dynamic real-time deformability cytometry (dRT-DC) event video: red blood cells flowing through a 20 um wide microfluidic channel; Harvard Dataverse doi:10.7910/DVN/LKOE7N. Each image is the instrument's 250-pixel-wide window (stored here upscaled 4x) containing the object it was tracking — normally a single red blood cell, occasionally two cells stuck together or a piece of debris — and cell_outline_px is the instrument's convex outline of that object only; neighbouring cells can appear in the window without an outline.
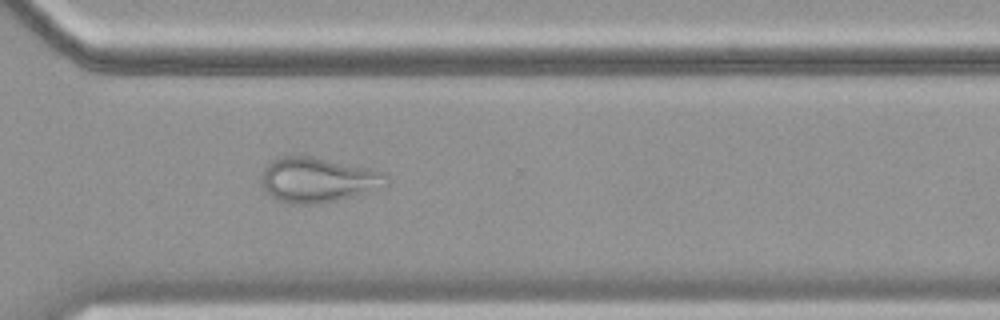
{"species": "common noctule bat (a hibernating species)", "species_latin": "Nyctalus noctula", "temperature_condition": "cold", "stored_images_in_passage": 39, "camera_frame_rate_fps": 3000, "um_per_image_px": 0.085, "animal": {"sex": "female", "body_mass_g": 19.9}, "frame": {"image": 1, "passage_image": 31, "time_ms": 10.0, "image_size_px": [1000, 320], "cell_outline_px": [[388, 188], [336, 200], [316, 204], [292, 204], [276, 200], [264, 192], [260, 180], [260, 176], [264, 168], [272, 160], [284, 156], [308, 156], [372, 168], [384, 172], [388, 184]], "centroid_in_image_um": [27.03, 15.31], "position_along_channel_um": 343.6, "area_um2": 33.18}}
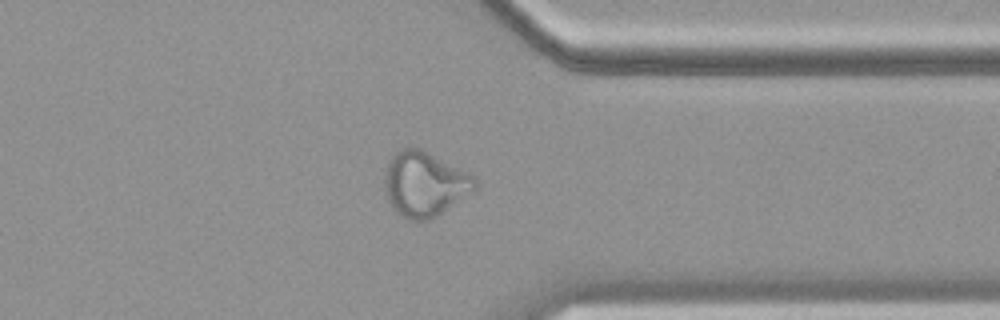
{"frame": {"image": 2, "passage_image": 34, "time_ms": 11.0, "image_size_px": [1000, 320], "cell_outline_px": [[480, 184], [476, 192], [436, 216], [428, 220], [412, 220], [396, 212], [392, 208], [384, 192], [384, 176], [388, 164], [392, 156], [400, 148], [420, 148], [476, 176]], "centroid_in_image_um": [36.15, 15.65], "position_along_channel_um": 375.3, "area_um2": 34.56}}